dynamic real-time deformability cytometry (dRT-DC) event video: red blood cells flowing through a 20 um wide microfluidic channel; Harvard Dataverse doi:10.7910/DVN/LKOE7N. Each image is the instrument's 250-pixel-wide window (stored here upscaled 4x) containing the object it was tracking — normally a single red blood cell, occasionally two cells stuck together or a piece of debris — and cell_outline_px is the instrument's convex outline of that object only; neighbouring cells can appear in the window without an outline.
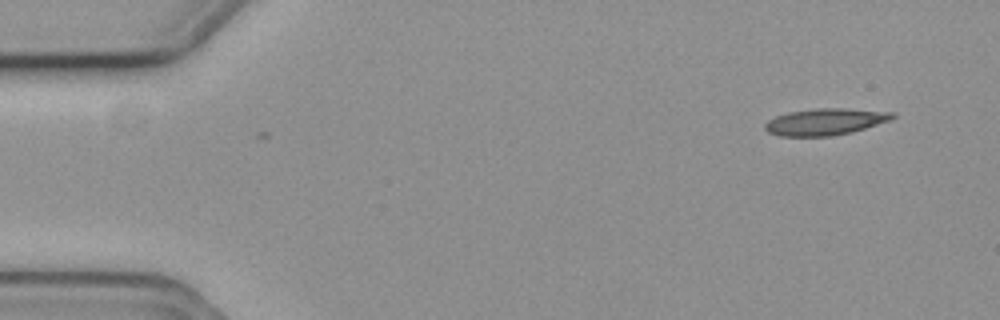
{"species": "common noctule bat (a hibernating species)", "species_latin": "Nyctalus noctula", "temperature_condition": "cold", "stored_images_in_passage": 2, "camera_frame_rate_fps": 3000, "um_per_image_px": 0.085, "animal": {"sex": "female", "body_mass_g": 19.3, "forearm_length_mm": 54.1}, "frame": {"image": 1, "passage_image": 1, "time_ms": 0.0, "image_size_px": [1000, 320], "cell_outline_px": [[896, 116], [888, 120], [852, 132], [832, 136], [780, 136], [768, 132], [764, 128], [764, 124], [768, 120], [776, 116], [788, 112], [816, 108], [844, 108], [896, 112]], "centroid_in_image_um": [70.12, 10.34], "position_along_channel_um": 14.9, "area_um2": 19.77}}